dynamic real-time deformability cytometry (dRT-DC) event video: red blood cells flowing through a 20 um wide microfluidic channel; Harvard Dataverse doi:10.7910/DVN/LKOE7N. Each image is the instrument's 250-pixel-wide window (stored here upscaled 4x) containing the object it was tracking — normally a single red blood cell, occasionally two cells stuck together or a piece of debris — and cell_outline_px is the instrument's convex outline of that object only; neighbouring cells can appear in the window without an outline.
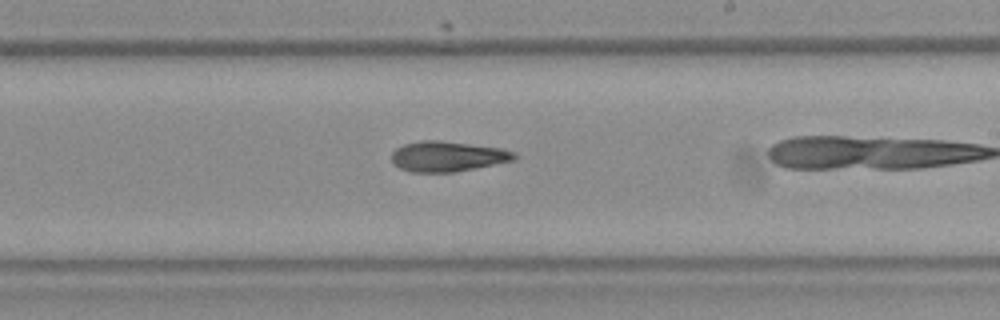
{"species": "Egyptian fruit bat (a non-hibernating species)", "species_latin": "Rousettus aegyptiacus", "temperature_condition": "room temperature", "stored_images_in_passage": 30, "camera_frame_rate_fps": 3000, "um_per_image_px": 0.085, "frame": {"image": 1, "passage_image": 22, "time_ms": 7.0, "image_size_px": [1000, 320], "cell_outline_px": [[520, 156], [516, 160], [456, 172], [412, 172], [400, 168], [392, 164], [392, 152], [396, 148], [404, 144], [420, 140], [440, 140], [500, 148], [516, 152]], "centroid_in_image_um": [38.07, 13.29], "position_along_channel_um": 250.9, "area_um2": 21.91}}